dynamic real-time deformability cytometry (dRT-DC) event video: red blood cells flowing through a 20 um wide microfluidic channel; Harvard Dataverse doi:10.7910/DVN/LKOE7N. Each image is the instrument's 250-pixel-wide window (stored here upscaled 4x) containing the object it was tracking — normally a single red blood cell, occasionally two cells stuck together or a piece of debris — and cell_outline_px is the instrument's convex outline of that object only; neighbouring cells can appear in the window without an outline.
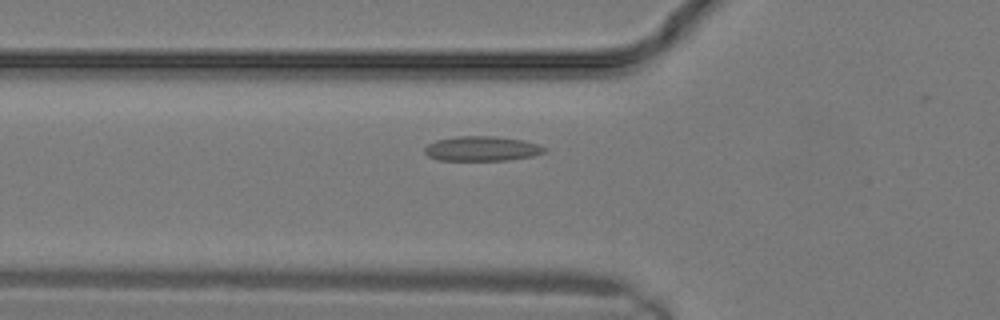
{"species": "common noctule bat (a hibernating species)", "species_latin": "Nyctalus noctula", "temperature_condition": "warm", "stored_images_in_passage": 12, "camera_frame_rate_fps": 3000, "um_per_image_px": 0.085, "animal": {"sex": "male", "body_mass_g": 19.2, "forearm_length_mm": 51.8}, "frame": {"image": 1, "passage_image": 10, "time_ms": 3.0, "image_size_px": [1000, 320], "cell_outline_px": [[548, 148], [544, 152], [532, 156], [508, 160], [436, 160], [428, 156], [424, 152], [424, 148], [428, 144], [436, 140], [456, 136], [496, 136], [524, 140]], "centroid_in_image_um": [40.94, 12.63], "position_along_channel_um": 84.9, "area_um2": 17.34}}
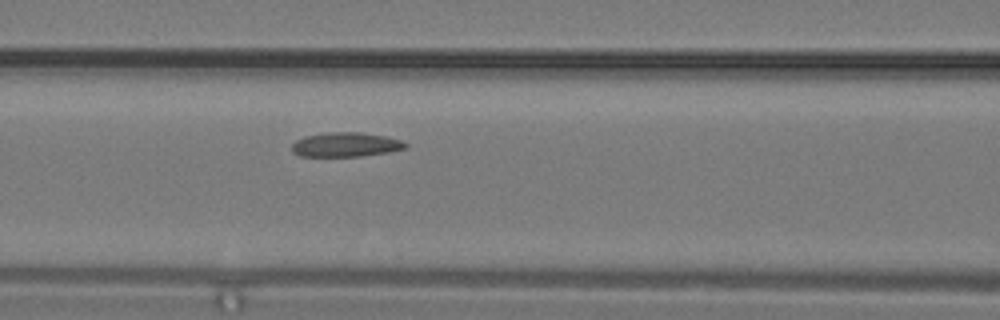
{"frame": {"image": 2, "passage_image": 12, "time_ms": 3.667, "image_size_px": [1000, 320], "cell_outline_px": [[408, 148], [388, 152], [360, 156], [300, 156], [292, 152], [292, 144], [296, 140], [304, 136], [328, 132], [360, 132], [384, 136], [400, 140], [408, 144]], "centroid_in_image_um": [29.38, 12.29], "position_along_channel_um": 137.2, "area_um2": 16.13}}